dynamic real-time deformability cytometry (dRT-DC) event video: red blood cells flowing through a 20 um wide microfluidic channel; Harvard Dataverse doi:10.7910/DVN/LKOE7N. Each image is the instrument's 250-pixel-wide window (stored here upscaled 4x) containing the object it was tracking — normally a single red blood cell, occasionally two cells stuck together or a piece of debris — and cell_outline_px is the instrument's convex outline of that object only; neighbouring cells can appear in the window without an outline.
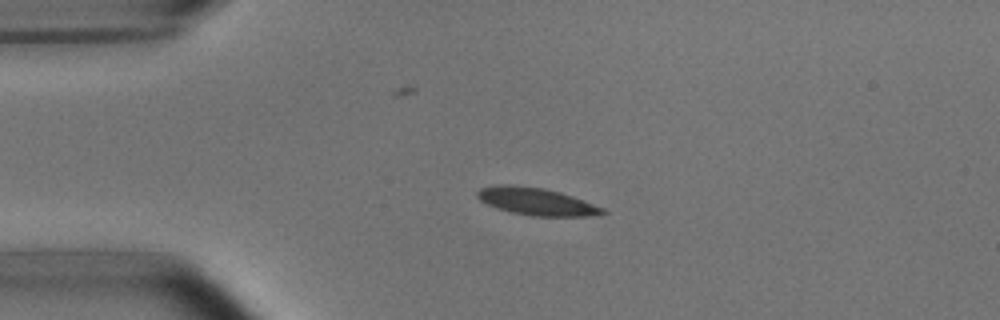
{"species": "common noctule bat (a hibernating species)", "species_latin": "Nyctalus noctula", "temperature_condition": "room temperature", "stored_images_in_passage": 42, "camera_frame_rate_fps": 3000, "um_per_image_px": 0.085, "animal": {"sex": "male", "body_mass_g": 15.6}, "frame": {"image": 1, "passage_image": 1, "time_ms": 0.0, "image_size_px": [1000, 320], "cell_outline_px": [[608, 212], [596, 216], [532, 216], [512, 212], [496, 208], [480, 200], [476, 196], [476, 192], [480, 188], [500, 184], [508, 184], [544, 188], [560, 192], [572, 196], [604, 208]], "centroid_in_image_um": [45.6, 17.13], "position_along_channel_um": 39.4, "area_um2": 20.0}}
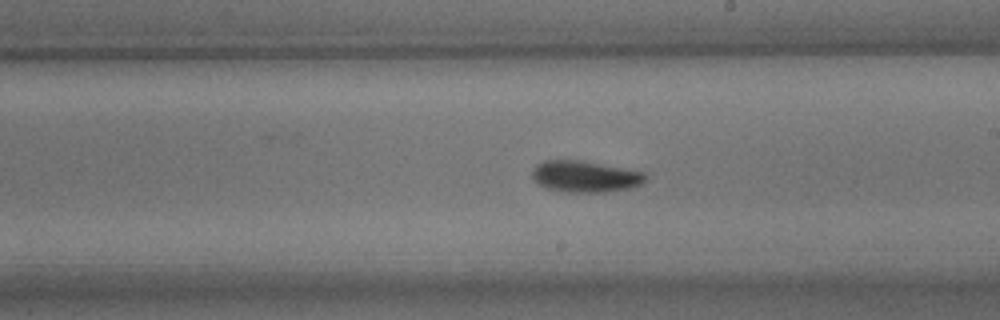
{"frame": {"image": 2, "passage_image": 19, "time_ms": 6.0, "image_size_px": [1000, 320], "cell_outline_px": [[648, 176], [640, 184], [628, 188], [604, 192], [560, 192], [544, 188], [532, 180], [532, 168], [536, 164], [544, 160], [580, 160], [624, 168], [644, 172]], "centroid_in_image_um": [49.66, 15.0], "position_along_channel_um": 239.3, "area_um2": 20.92}}
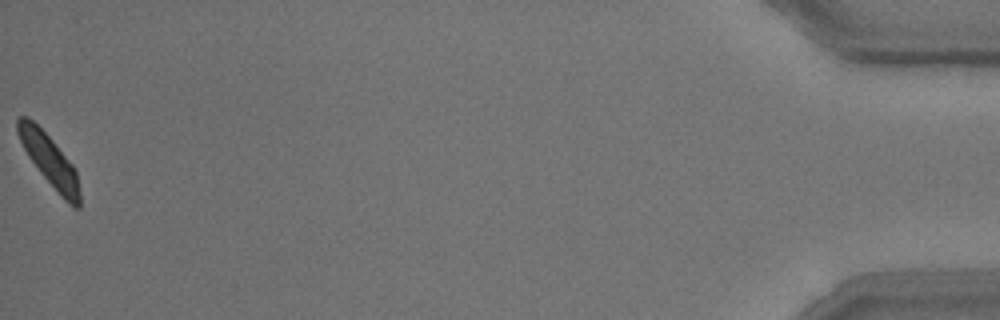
{"frame": {"image": 3, "passage_image": 42, "time_ms": 13.667, "image_size_px": [1000, 320], "cell_outline_px": [[80, 208], [72, 208], [60, 196], [40, 172], [28, 156], [16, 132], [16, 120], [20, 116], [28, 116], [52, 140], [72, 164], [76, 172], [80, 192]], "centroid_in_image_um": [4.2, 13.66], "position_along_channel_um": 431.0, "area_um2": 18.44}, "authors_computed_cell_mechanics": {"area_um2": 19.7965, "velocity_mm_per_s": 3.7707, "shape_relaxation_time_tau1_ms": 2.6871, "shape_relaxation_time_tau2_ms": 5.2728, "deformation_change_tau1": 0.123, "deformation_change_tau2": 0.0967}}